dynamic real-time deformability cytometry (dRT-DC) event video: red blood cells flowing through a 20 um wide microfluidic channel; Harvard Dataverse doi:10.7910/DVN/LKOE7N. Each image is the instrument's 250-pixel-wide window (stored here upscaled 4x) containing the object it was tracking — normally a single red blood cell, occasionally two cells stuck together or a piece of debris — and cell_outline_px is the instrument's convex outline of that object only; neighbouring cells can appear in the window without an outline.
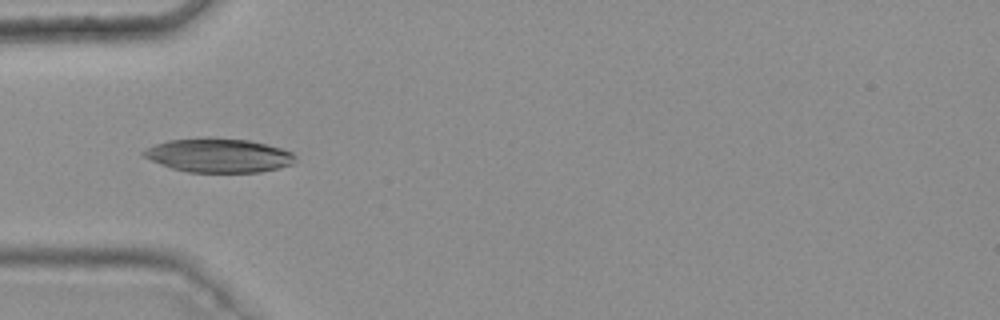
{"species": "common noctule bat (a hibernating species)", "species_latin": "Nyctalus noctula", "temperature_condition": "warm", "stored_images_in_passage": 30, "camera_frame_rate_fps": 3000, "um_per_image_px": 0.085, "animal": {"sex": "female", "body_mass_g": 25.1}, "frame": {"image": 1, "passage_image": 1, "time_ms": 0.0, "image_size_px": [1000, 320], "cell_outline_px": [[296, 156], [292, 164], [280, 168], [260, 172], [188, 172], [172, 168], [160, 164], [144, 156], [140, 152], [144, 148], [168, 140], [204, 136], [212, 136], [248, 140], [268, 144], [292, 152]], "centroid_in_image_um": [18.57, 13.18], "position_along_channel_um": 66.4, "area_um2": 30.46}, "authors_computed_cell_mechanics": {"area_um2": 28.0619, "velocity_mm_per_s": 3.7634, "shape_relaxation_time_tau1_ms": 3.8517, "shape_relaxation_time_tau2_ms": 6.2402, "deformation_change_tau1": 0.0786, "deformation_change_tau2": 0.0843}}